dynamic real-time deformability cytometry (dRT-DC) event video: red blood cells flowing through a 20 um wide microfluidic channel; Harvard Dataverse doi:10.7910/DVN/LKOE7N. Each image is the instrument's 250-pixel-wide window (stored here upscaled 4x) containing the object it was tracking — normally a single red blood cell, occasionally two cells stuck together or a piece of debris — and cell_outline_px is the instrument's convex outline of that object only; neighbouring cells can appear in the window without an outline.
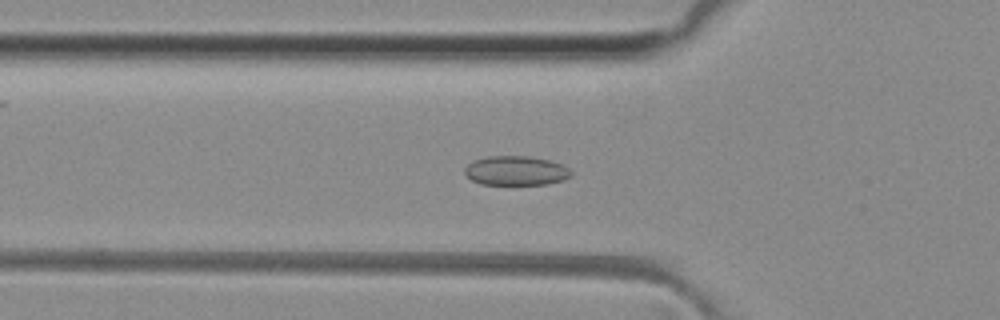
{"species": "common noctule bat (a hibernating species)", "species_latin": "Nyctalus noctula", "temperature_condition": "room temperature", "stored_images_in_passage": 51, "camera_frame_rate_fps": 3000, "um_per_image_px": 0.085, "animal": {"sex": "female", "body_mass_g": 29.2, "forearm_length_mm": 56.3}, "frame": {"image": 1, "passage_image": 17, "time_ms": 5.333, "image_size_px": [1000, 320], "cell_outline_px": [[572, 176], [564, 180], [548, 184], [480, 184], [472, 180], [464, 172], [464, 168], [472, 160], [488, 156], [528, 156], [548, 160], [560, 164], [568, 168], [572, 172]], "centroid_in_image_um": [43.85, 14.51], "position_along_channel_um": 82.0, "area_um2": 18.21}}
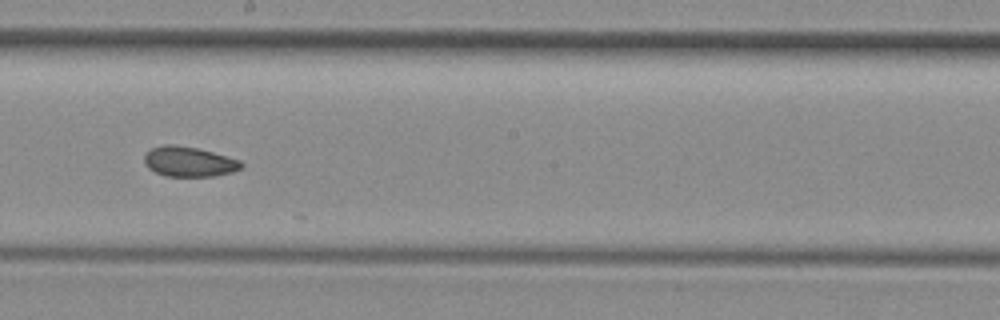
{"frame": {"image": 2, "passage_image": 28, "time_ms": 9.0, "image_size_px": [1000, 320], "cell_outline_px": [[244, 164], [240, 168], [232, 172], [216, 176], [164, 176], [148, 168], [144, 164], [144, 152], [160, 144], [172, 144], [196, 148], [212, 152], [240, 160]], "centroid_in_image_um": [16.02, 13.74], "position_along_channel_um": 232.2, "area_um2": 17.05}}
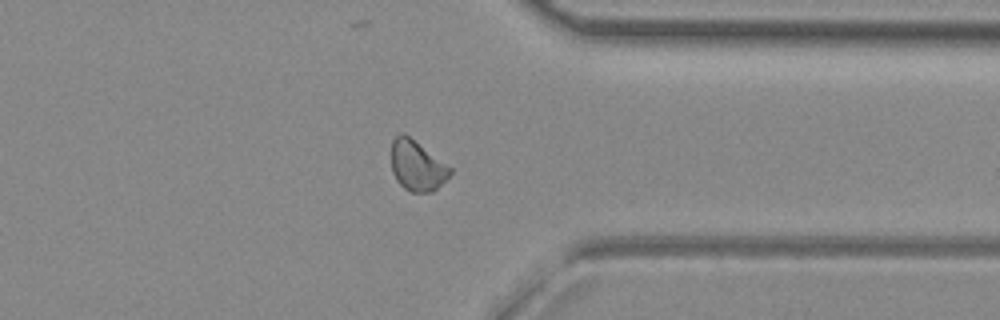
{"frame": {"image": 3, "passage_image": 39, "time_ms": 12.667, "image_size_px": [1000, 320], "cell_outline_px": [[452, 172], [432, 192], [412, 192], [404, 188], [396, 180], [392, 172], [392, 140], [400, 132], [404, 132], [452, 168]], "centroid_in_image_um": [35.42, 14.07], "position_along_channel_um": 376.0, "area_um2": 17.05}}